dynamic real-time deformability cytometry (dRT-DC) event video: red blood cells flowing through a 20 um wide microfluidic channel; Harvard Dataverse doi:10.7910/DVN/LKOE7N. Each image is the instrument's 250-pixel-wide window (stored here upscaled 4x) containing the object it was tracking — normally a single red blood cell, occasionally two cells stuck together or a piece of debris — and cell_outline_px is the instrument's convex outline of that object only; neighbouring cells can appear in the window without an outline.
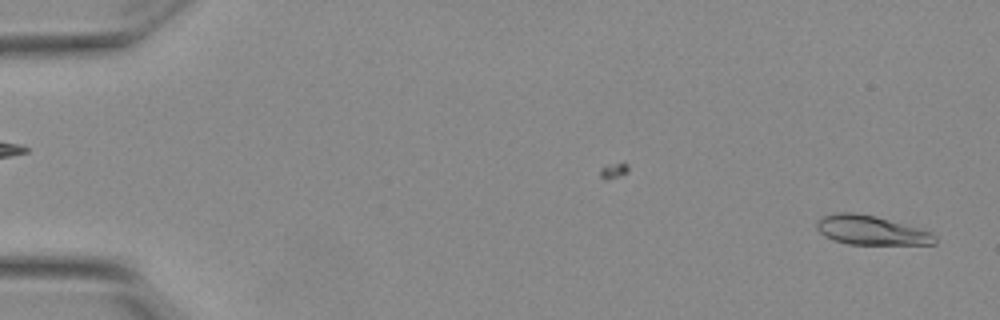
{"species": "Egyptian fruit bat (a non-hibernating species)", "species_latin": "Rousettus aegyptiacus", "temperature_condition": "warm", "stored_images_in_passage": 48, "camera_frame_rate_fps": 3000, "um_per_image_px": 0.085, "animal": {"sex": "female"}, "frame": {"image": 1, "passage_image": 2, "time_ms": 0.333, "image_size_px": [1000, 320], "cell_outline_px": [[936, 244], [848, 244], [832, 240], [824, 236], [816, 228], [816, 220], [824, 216], [840, 212], [852, 212], [876, 216], [932, 232], [936, 236]], "centroid_in_image_um": [74.01, 19.57], "position_along_channel_um": 11.0, "area_um2": 20.06}}
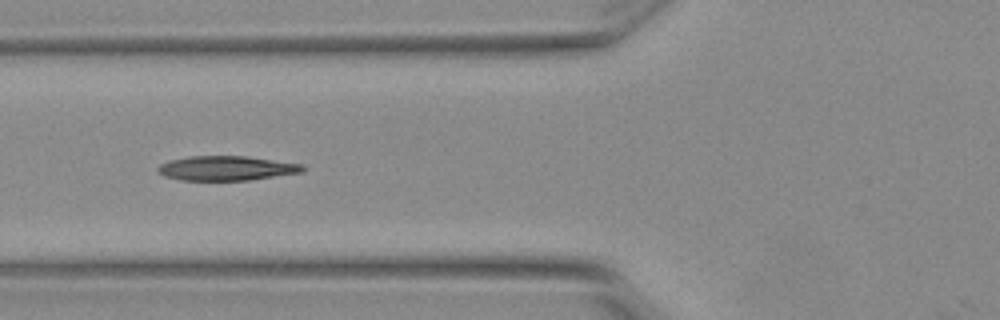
{"frame": {"image": 2, "passage_image": 21, "time_ms": 6.667, "image_size_px": [1000, 320], "cell_outline_px": [[304, 172], [248, 180], [180, 180], [164, 176], [156, 172], [156, 168], [160, 164], [168, 160], [188, 156], [248, 156], [304, 164]], "centroid_in_image_um": [19.22, 14.29], "position_along_channel_um": 106.6, "area_um2": 20.92}}
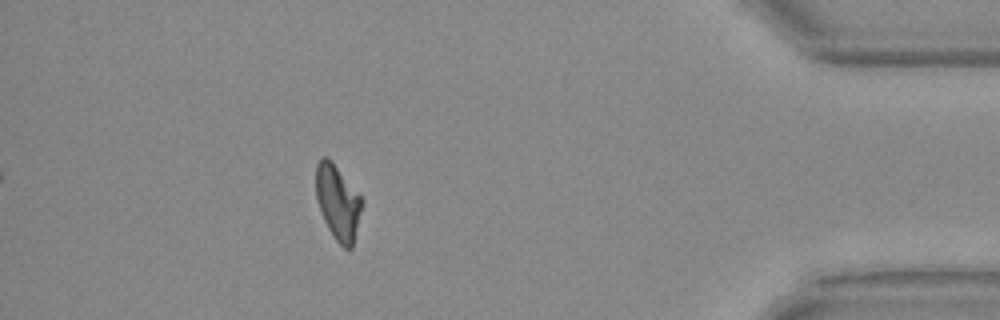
{"frame": {"image": 3, "passage_image": 48, "time_ms": 15.667, "image_size_px": [1000, 320], "cell_outline_px": [[364, 204], [352, 248], [344, 248], [332, 236], [324, 220], [316, 196], [316, 164], [324, 156], [328, 156], [332, 160], [364, 200]], "centroid_in_image_um": [28.74, 17.19], "position_along_channel_um": 406.5, "area_um2": 20.17}, "authors_computed_cell_mechanics": {"area_um2": 20.2878, "velocity_mm_per_s": 3.8319, "shape_relaxation_time_tau1_ms": null, "shape_relaxation_time_tau2_ms": 3.753, "deformation_change_tau1": null, "deformation_change_tau2": 0.1226}}